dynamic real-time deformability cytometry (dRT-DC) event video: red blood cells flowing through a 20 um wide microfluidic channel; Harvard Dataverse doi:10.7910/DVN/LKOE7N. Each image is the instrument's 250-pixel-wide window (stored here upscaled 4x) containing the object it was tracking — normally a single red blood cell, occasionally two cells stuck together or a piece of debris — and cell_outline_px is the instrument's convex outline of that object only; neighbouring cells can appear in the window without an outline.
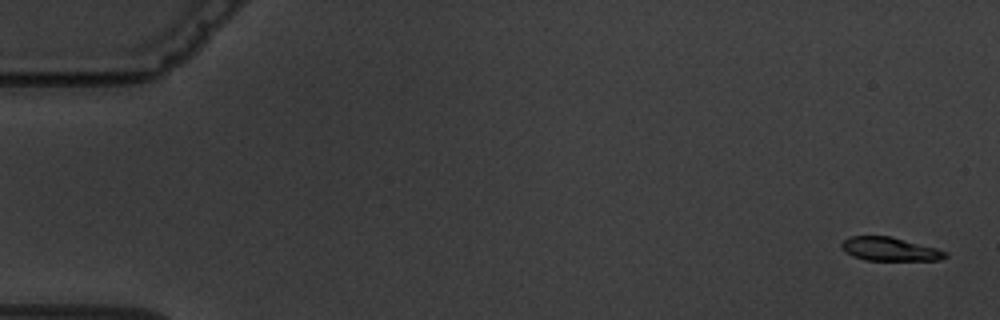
{"species": "common noctule bat (a hibernating species)", "species_latin": "Nyctalus noctula", "temperature_condition": "warm", "stored_images_in_passage": 7, "camera_frame_rate_fps": 3000, "um_per_image_px": 0.085, "animal": {"sex": "male", "body_mass_g": 19.5, "forearm_length_mm": 54.6}, "frame": {"image": 1, "passage_image": 1, "time_ms": 0.0, "image_size_px": [1000, 320], "cell_outline_px": [[948, 256], [940, 260], [864, 260], [852, 256], [844, 252], [840, 248], [840, 244], [844, 240], [852, 236], [892, 236], [936, 248], [948, 252]], "centroid_in_image_um": [75.61, 21.17], "position_along_channel_um": 9.4, "area_um2": 14.39}}
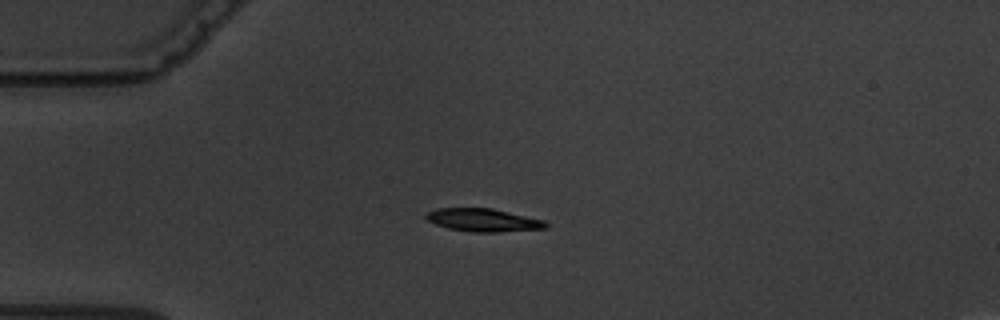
{"frame": {"image": 2, "passage_image": 5, "time_ms": 4.333, "image_size_px": [1000, 320], "cell_outline_px": [[548, 228], [496, 232], [472, 232], [448, 228], [436, 224], [428, 220], [424, 216], [428, 212], [436, 208], [492, 208], [544, 220], [548, 224]], "centroid_in_image_um": [41.08, 18.7], "position_along_channel_um": 43.9, "area_um2": 15.95}}